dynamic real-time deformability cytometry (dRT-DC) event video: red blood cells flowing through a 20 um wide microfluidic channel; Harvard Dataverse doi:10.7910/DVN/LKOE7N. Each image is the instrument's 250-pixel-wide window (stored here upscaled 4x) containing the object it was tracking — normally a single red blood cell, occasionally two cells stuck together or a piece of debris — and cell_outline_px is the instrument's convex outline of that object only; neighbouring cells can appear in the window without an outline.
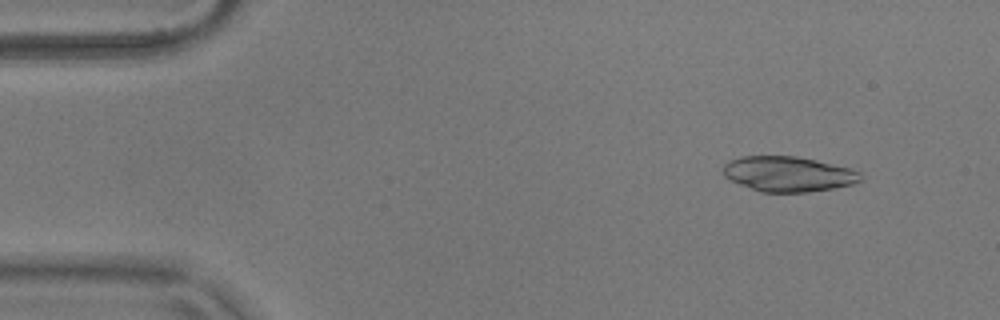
{"species": "common noctule bat (a hibernating species)", "species_latin": "Nyctalus noctula", "temperature_condition": "warm", "stored_images_in_passage": 53, "camera_frame_rate_fps": 3000, "um_per_image_px": 0.085, "animal": {"sex": "male", "body_mass_g": 17.9}, "frame": {"image": 1, "passage_image": 5, "time_ms": 1.333, "image_size_px": [1000, 320], "cell_outline_px": [[860, 180], [852, 184], [832, 188], [808, 192], [760, 192], [740, 184], [724, 176], [724, 164], [728, 160], [740, 156], [796, 156], [816, 160], [848, 168], [860, 172]], "centroid_in_image_um": [66.96, 14.78], "position_along_channel_um": 18.0, "area_um2": 27.92}}